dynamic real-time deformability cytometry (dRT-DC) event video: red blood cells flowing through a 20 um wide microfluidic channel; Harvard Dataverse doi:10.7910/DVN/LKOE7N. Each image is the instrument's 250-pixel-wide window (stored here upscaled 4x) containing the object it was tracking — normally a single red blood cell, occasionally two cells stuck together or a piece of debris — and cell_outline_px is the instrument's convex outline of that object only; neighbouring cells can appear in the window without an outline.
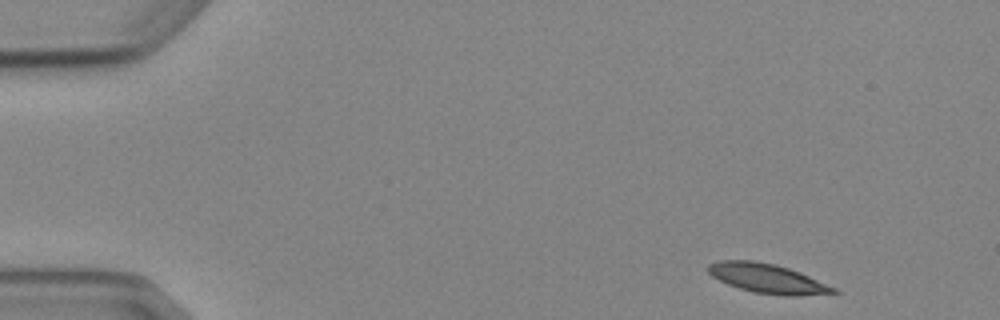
{"species": "Egyptian fruit bat (a non-hibernating species)", "species_latin": "Rousettus aegyptiacus", "temperature_condition": "cold", "stored_images_in_passage": 4, "camera_frame_rate_fps": 3000, "um_per_image_px": 0.085, "animal": {"sex": "female"}, "frame": {"image": 1, "passage_image": 1, "time_ms": 0.0, "image_size_px": [1000, 320], "cell_outline_px": [[840, 292], [800, 296], [784, 296], [752, 292], [728, 284], [712, 276], [708, 272], [708, 264], [720, 260], [752, 260], [776, 264], [800, 272], [836, 288]], "centroid_in_image_um": [65.24, 23.67], "position_along_channel_um": 19.8, "area_um2": 21.44}}
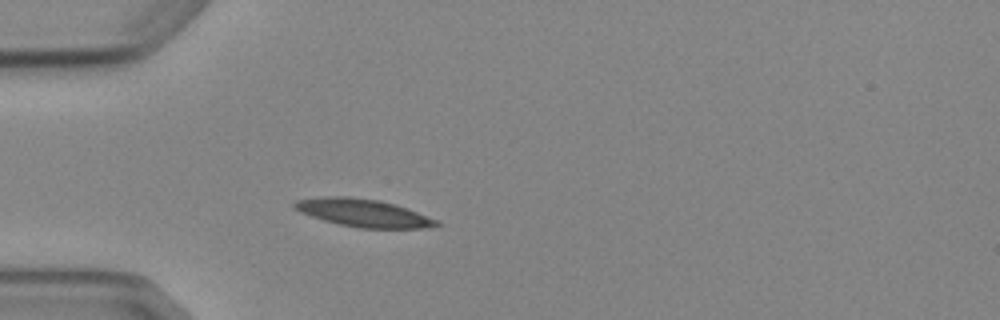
{"frame": {"image": 2, "passage_image": 4, "time_ms": 3.333, "image_size_px": [1000, 320], "cell_outline_px": [[440, 224], [420, 228], [360, 228], [340, 224], [324, 220], [300, 212], [292, 208], [292, 204], [296, 200], [324, 196], [348, 196], [380, 200], [396, 204], [436, 220]], "centroid_in_image_um": [30.8, 18.08], "position_along_channel_um": 54.2, "area_um2": 22.72}}